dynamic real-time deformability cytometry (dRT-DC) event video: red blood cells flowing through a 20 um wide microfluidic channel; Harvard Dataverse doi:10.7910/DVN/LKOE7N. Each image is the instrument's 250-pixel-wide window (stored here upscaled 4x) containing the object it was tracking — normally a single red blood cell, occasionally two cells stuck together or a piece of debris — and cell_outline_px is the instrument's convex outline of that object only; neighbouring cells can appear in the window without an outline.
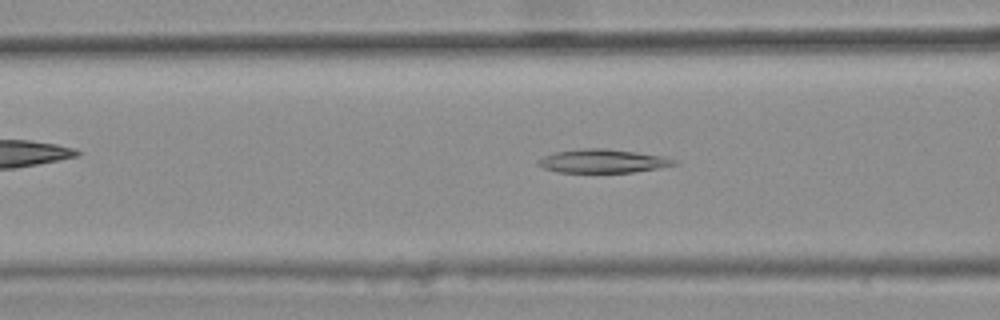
{"species": "common noctule bat (a hibernating species)", "species_latin": "Nyctalus noctula", "temperature_condition": "warm", "stored_images_in_passage": 43, "camera_frame_rate_fps": 3000, "um_per_image_px": 0.085, "animal": {"sex": "female", "body_mass_g": 25.1}, "frame": {"image": 1, "passage_image": 19, "time_ms": 6.0, "image_size_px": [1000, 320], "cell_outline_px": [[680, 164], [660, 168], [632, 172], [556, 172], [544, 168], [536, 164], [536, 160], [552, 152], [584, 148], [604, 148], [636, 152], [664, 156], [676, 160]], "centroid_in_image_um": [51.23, 13.68], "position_along_channel_um": 115.4, "area_um2": 18.84}}
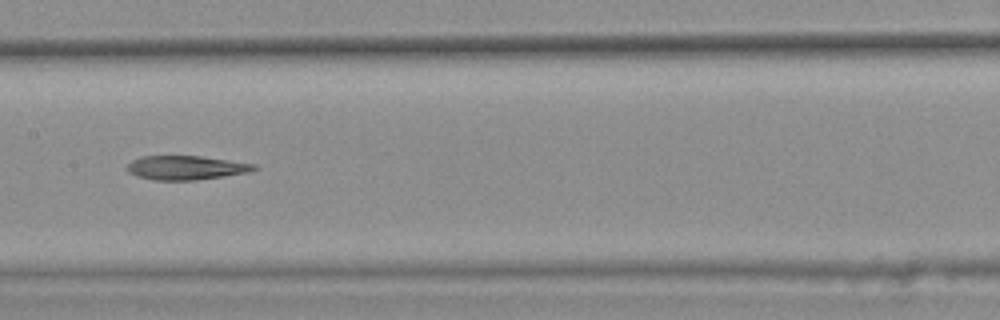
{"frame": {"image": 2, "passage_image": 25, "time_ms": 8.0, "image_size_px": [1000, 320], "cell_outline_px": [[260, 168], [252, 172], [196, 180], [152, 180], [136, 176], [128, 172], [128, 164], [132, 160], [144, 156], [200, 156], [256, 164]], "centroid_in_image_um": [15.86, 14.26], "position_along_channel_um": 191.5, "area_um2": 17.86}}
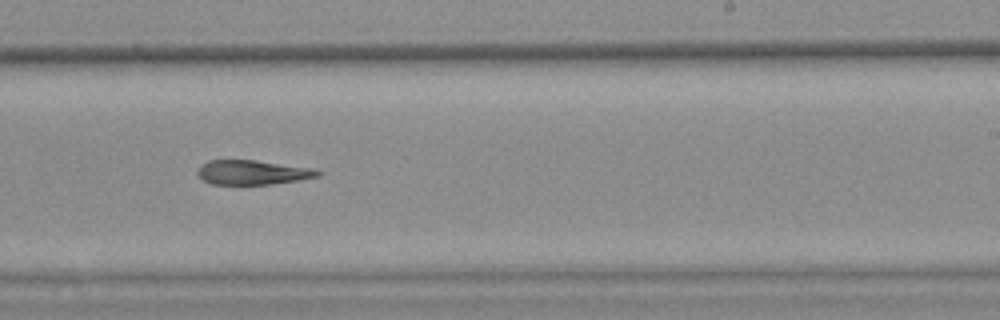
{"frame": {"image": 3, "passage_image": 31, "time_ms": 10.0, "image_size_px": [1000, 320], "cell_outline_px": [[320, 176], [300, 180], [268, 184], [212, 184], [200, 180], [196, 172], [196, 168], [200, 164], [208, 160], [256, 160], [312, 168], [320, 172]], "centroid_in_image_um": [21.38, 14.65], "position_along_channel_um": 267.6, "area_um2": 17.28}}